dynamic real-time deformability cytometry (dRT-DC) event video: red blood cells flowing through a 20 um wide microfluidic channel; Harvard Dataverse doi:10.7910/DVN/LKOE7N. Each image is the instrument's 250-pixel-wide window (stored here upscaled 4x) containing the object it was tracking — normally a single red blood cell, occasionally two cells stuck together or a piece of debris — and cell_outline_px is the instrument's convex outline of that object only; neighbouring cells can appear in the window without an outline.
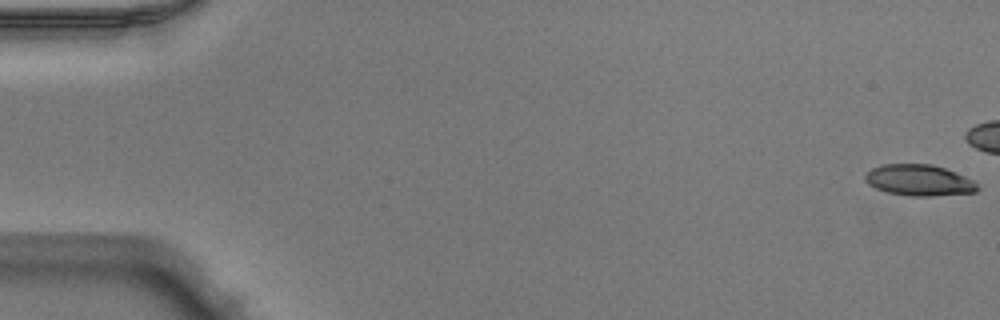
{"species": "Egyptian fruit bat (a non-hibernating species)", "species_latin": "Rousettus aegyptiacus", "temperature_condition": "warm", "stored_images_in_passage": 42, "camera_frame_rate_fps": 3000, "um_per_image_px": 0.085, "animal": {"sex": "male"}, "frame": {"image": 1, "passage_image": 1, "time_ms": 0.0, "image_size_px": [1000, 320], "cell_outline_px": [[980, 188], [976, 192], [932, 196], [908, 196], [888, 192], [876, 188], [868, 184], [864, 180], [864, 176], [872, 168], [880, 164], [932, 164], [944, 168], [964, 176], [972, 180]], "centroid_in_image_um": [78.1, 15.32], "position_along_channel_um": 6.9, "area_um2": 20.35}}
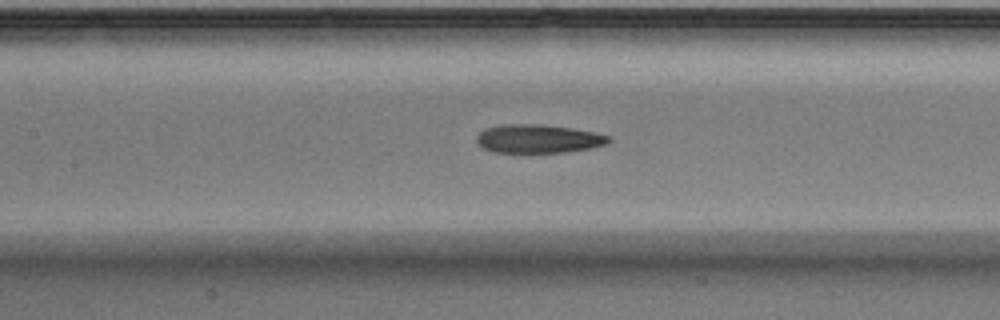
{"frame": {"image": 2, "passage_image": 24, "time_ms": 7.667, "image_size_px": [1000, 320], "cell_outline_px": [[612, 140], [608, 144], [588, 148], [564, 152], [520, 156], [492, 152], [484, 148], [476, 140], [476, 136], [484, 128], [504, 124], [540, 124], [572, 128], [592, 132], [608, 136]], "centroid_in_image_um": [45.68, 11.84], "position_along_channel_um": 161.7, "area_um2": 22.83}}
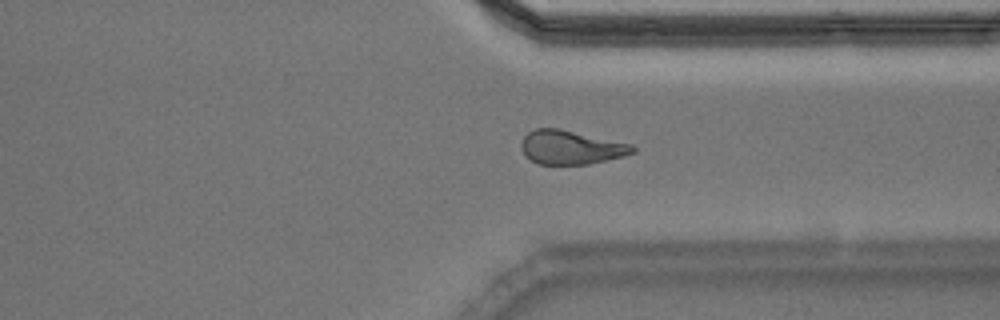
{"frame": {"image": 3, "passage_image": 39, "time_ms": 12.667, "image_size_px": [1000, 320], "cell_outline_px": [[636, 152], [624, 156], [588, 164], [540, 164], [532, 160], [520, 148], [520, 144], [524, 136], [528, 132], [536, 128], [556, 128], [632, 144], [636, 148]], "centroid_in_image_um": [48.54, 12.52], "position_along_channel_um": 362.9, "area_um2": 21.73}}